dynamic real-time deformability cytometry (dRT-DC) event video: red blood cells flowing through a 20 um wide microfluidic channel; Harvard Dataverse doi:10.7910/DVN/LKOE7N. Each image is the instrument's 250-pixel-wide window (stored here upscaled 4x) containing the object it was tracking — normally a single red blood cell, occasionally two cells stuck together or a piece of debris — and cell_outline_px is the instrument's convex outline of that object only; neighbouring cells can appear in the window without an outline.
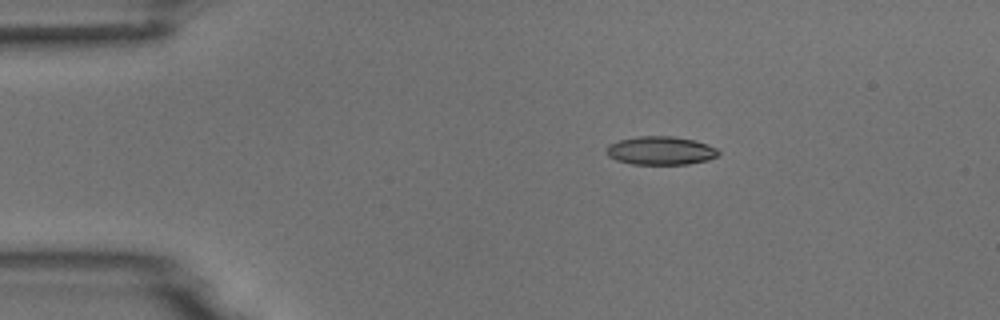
{"species": "common noctule bat (a hibernating species)", "species_latin": "Nyctalus noctula", "temperature_condition": "room temperature", "stored_images_in_passage": 4, "camera_frame_rate_fps": 3000, "um_per_image_px": 0.085, "animal": {"sex": "male", "body_mass_g": 18.8}, "frame": {"image": 1, "passage_image": 2, "time_ms": 2.333, "image_size_px": [1000, 320], "cell_outline_px": [[720, 152], [716, 156], [708, 160], [688, 164], [632, 164], [616, 160], [608, 156], [604, 152], [608, 144], [620, 140], [636, 136], [672, 136], [696, 140], [708, 144], [716, 148]], "centroid_in_image_um": [56.13, 12.8], "position_along_channel_um": 28.9, "area_um2": 18.73}}